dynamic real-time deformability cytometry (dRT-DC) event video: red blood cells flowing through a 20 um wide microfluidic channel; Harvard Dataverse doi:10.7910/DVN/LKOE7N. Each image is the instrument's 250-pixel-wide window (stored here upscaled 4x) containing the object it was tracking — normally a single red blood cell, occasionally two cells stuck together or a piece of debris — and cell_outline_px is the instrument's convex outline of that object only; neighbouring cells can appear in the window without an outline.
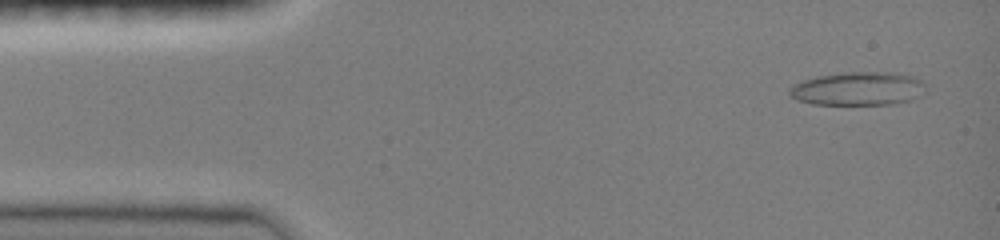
{"species": "common noctule bat (a hibernating species)", "species_latin": "Nyctalus noctula", "temperature_condition": "room temperature", "stored_images_in_passage": 47, "camera_frame_rate_fps": 3000, "um_per_image_px": 0.085, "animal": {"sex": "female", "body_mass_g": 19.0, "forearm_length_mm": 51.5}, "frame": {"image": 1, "passage_image": 3, "time_ms": 0.667, "image_size_px": [1000, 240], "cell_outline_px": [[928, 92], [912, 100], [892, 104], [812, 104], [796, 100], [788, 92], [788, 88], [792, 84], [816, 76], [844, 72], [896, 72], [916, 76], [924, 84]], "centroid_in_image_um": [72.98, 7.53], "position_along_channel_um": 12.0, "area_um2": 27.05}}
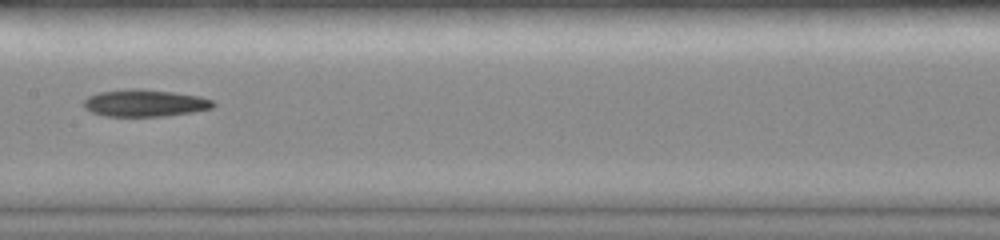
{"frame": {"image": 2, "passage_image": 24, "time_ms": 7.667, "image_size_px": [1000, 240], "cell_outline_px": [[216, 104], [212, 108], [192, 112], [164, 116], [104, 116], [92, 112], [84, 108], [84, 100], [88, 96], [100, 92], [132, 88], [140, 88], [172, 92], [200, 96], [212, 100]], "centroid_in_image_um": [12.31, 8.76], "position_along_channel_um": 195.1, "area_um2": 20.4}}
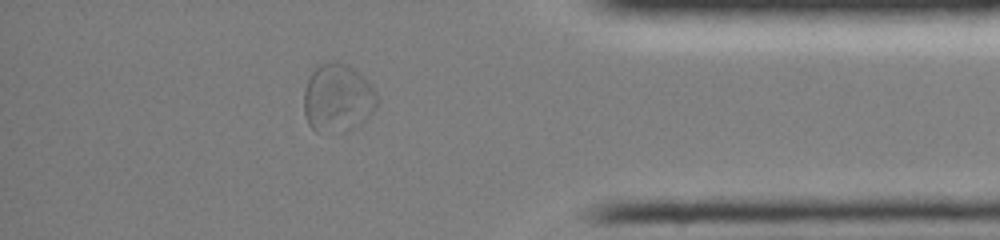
{"frame": {"image": 3, "passage_image": 41, "time_ms": 13.333, "image_size_px": [1000, 240], "cell_outline_px": [[380, 100], [376, 108], [360, 124], [344, 132], [316, 132], [308, 124], [304, 112], [304, 88], [308, 76], [320, 64], [328, 60], [336, 60], [348, 64], [376, 92]], "centroid_in_image_um": [28.67, 8.33], "position_along_channel_um": 406.5, "area_um2": 29.3}, "authors_computed_cell_mechanics": {"area_um2": 22.0218, "velocity_mm_per_s": 3.9993, "shape_relaxation_time_tau1_ms": null, "shape_relaxation_time_tau2_ms": 4.911, "deformation_change_tau1": null, "deformation_change_tau2": 0.1383}}